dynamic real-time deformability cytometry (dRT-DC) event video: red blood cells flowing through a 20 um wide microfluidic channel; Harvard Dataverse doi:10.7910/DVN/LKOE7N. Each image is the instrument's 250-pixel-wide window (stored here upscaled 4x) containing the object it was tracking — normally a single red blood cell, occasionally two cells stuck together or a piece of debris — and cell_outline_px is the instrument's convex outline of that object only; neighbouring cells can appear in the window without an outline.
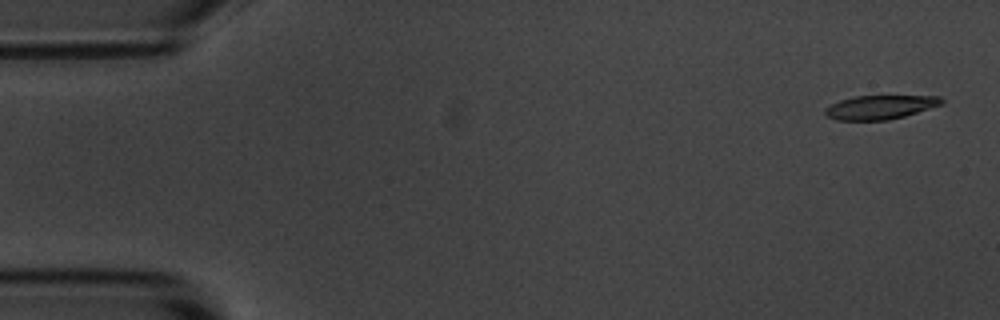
{"species": "common noctule bat (a hibernating species)", "species_latin": "Nyctalus noctula", "temperature_condition": "room temperature", "stored_images_in_passage": 6, "camera_frame_rate_fps": 3000, "um_per_image_px": 0.085, "animal": {"sex": "male", "body_mass_g": 20.1, "forearm_length_mm": 53.5}, "frame": {"image": 1, "passage_image": 1, "time_ms": 0.0, "image_size_px": [1000, 320], "cell_outline_px": [[944, 104], [904, 116], [888, 120], [836, 120], [828, 116], [824, 112], [824, 108], [840, 100], [856, 96], [940, 96], [944, 100]], "centroid_in_image_um": [74.83, 9.11], "position_along_channel_um": 10.2, "area_um2": 16.18}}
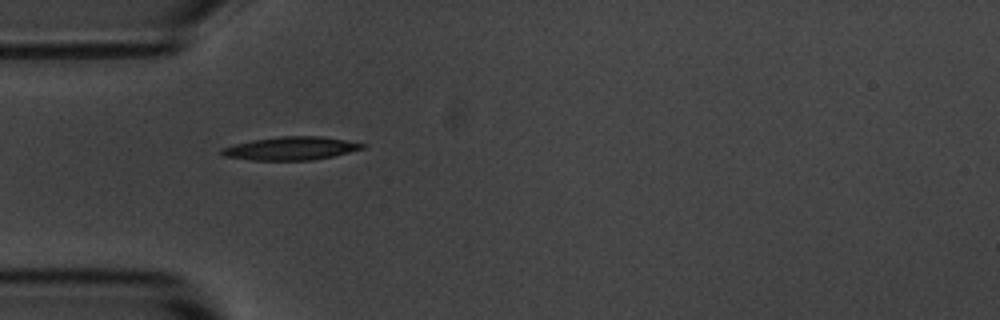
{"frame": {"image": 2, "passage_image": 5, "time_ms": 4.667, "image_size_px": [1000, 320], "cell_outline_px": [[368, 144], [364, 148], [332, 156], [312, 160], [252, 160], [224, 156], [220, 152], [220, 148], [252, 140], [280, 136], [320, 136]], "centroid_in_image_um": [24.72, 12.61], "position_along_channel_um": 60.3, "area_um2": 18.9}}